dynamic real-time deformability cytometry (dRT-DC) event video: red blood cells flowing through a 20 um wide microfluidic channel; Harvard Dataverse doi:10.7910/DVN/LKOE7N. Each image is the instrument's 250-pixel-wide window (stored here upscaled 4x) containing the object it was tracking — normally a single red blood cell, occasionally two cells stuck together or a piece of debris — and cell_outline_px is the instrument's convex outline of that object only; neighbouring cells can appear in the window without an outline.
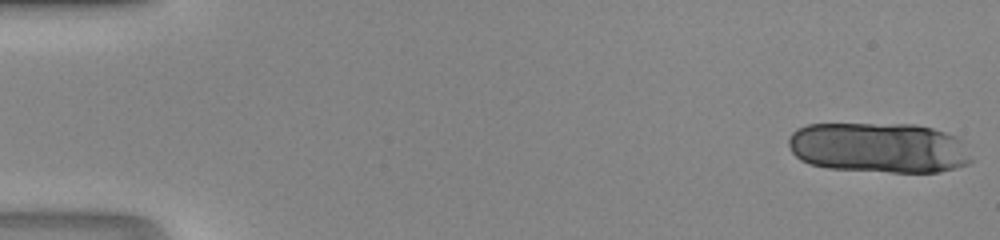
{"species": "human", "species_latin": "Homo sapiens", "temperature_condition": "room temperature", "stored_images_in_passage": 16, "camera_frame_rate_fps": 3000, "um_per_image_px": 0.085, "donor": {"sex": "male"}, "frame": {"image": 1, "passage_image": 1, "time_ms": 0.0, "image_size_px": [1000, 240], "cell_outline_px": [[972, 160], [968, 164], [956, 168], [940, 172], [892, 172], [828, 168], [808, 164], [800, 160], [792, 152], [788, 144], [788, 136], [796, 128], [808, 124], [916, 124], [932, 128], [956, 136], [960, 140]], "centroid_in_image_um": [74.65, 12.55], "position_along_channel_um": 10.3, "area_um2": 53.87}}
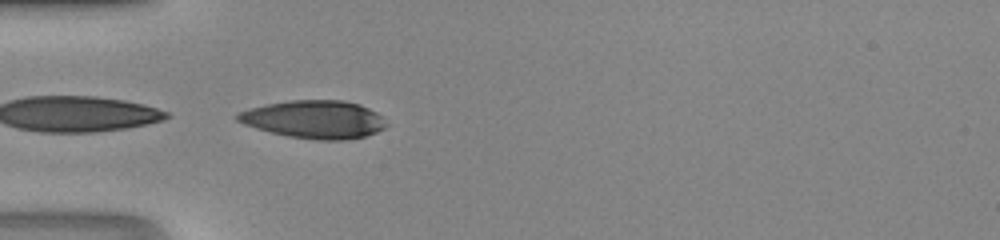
{"frame": {"image": 2, "passage_image": 16, "time_ms": 5.0, "image_size_px": [1000, 240], "cell_outline_px": [[388, 124], [384, 128], [376, 132], [364, 136], [344, 140], [316, 140], [288, 136], [256, 128], [244, 124], [236, 120], [236, 112], [268, 104], [288, 100], [344, 100], [360, 104], [376, 112]], "centroid_in_image_um": [26.72, 10.14], "position_along_channel_um": 58.3, "area_um2": 32.77}}